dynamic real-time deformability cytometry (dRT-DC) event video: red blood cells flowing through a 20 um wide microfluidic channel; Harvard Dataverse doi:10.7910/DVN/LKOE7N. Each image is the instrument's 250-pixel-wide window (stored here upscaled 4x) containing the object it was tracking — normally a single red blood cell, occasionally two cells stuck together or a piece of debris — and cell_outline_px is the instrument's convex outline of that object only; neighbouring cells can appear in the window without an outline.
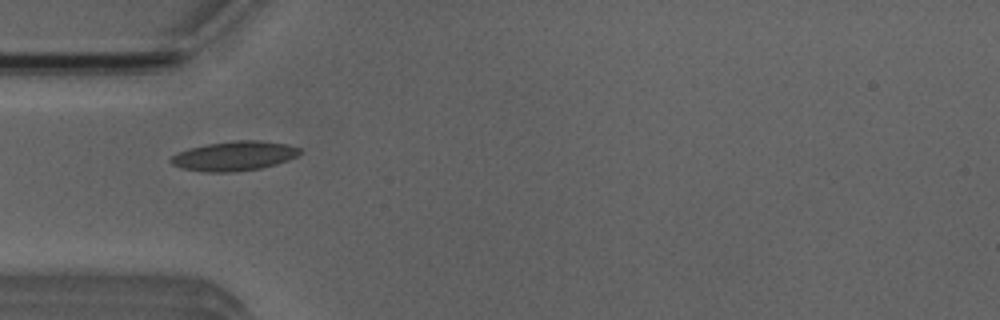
{"species": "Egyptian fruit bat (a non-hibernating species)", "species_latin": "Rousettus aegyptiacus", "temperature_condition": "room temperature", "stored_images_in_passage": 39, "camera_frame_rate_fps": 3000, "um_per_image_px": 0.085, "animal": {"sex": "male"}, "frame": {"image": 1, "passage_image": 3, "time_ms": 0.667, "image_size_px": [1000, 320], "cell_outline_px": [[300, 152], [296, 156], [288, 160], [276, 164], [260, 168], [236, 172], [204, 172], [180, 168], [172, 164], [168, 160], [176, 152], [188, 148], [208, 144], [232, 140], [260, 140], [288, 144], [300, 148]], "centroid_in_image_um": [19.87, 13.25], "position_along_channel_um": 65.1, "area_um2": 22.37}}
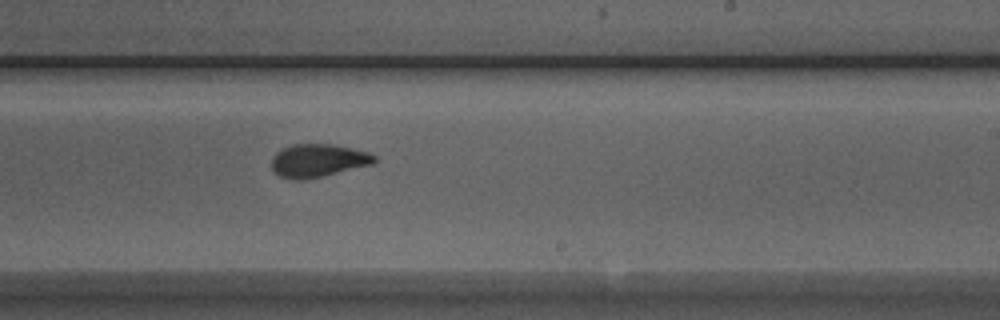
{"frame": {"image": 2, "passage_image": 18, "time_ms": 5.667, "image_size_px": [1000, 320], "cell_outline_px": [[376, 160], [372, 164], [320, 176], [300, 180], [292, 180], [280, 176], [272, 168], [272, 156], [280, 148], [292, 144], [332, 144], [352, 148], [368, 152], [376, 156]], "centroid_in_image_um": [27.0, 13.63], "position_along_channel_um": 262.0, "area_um2": 19.65}}
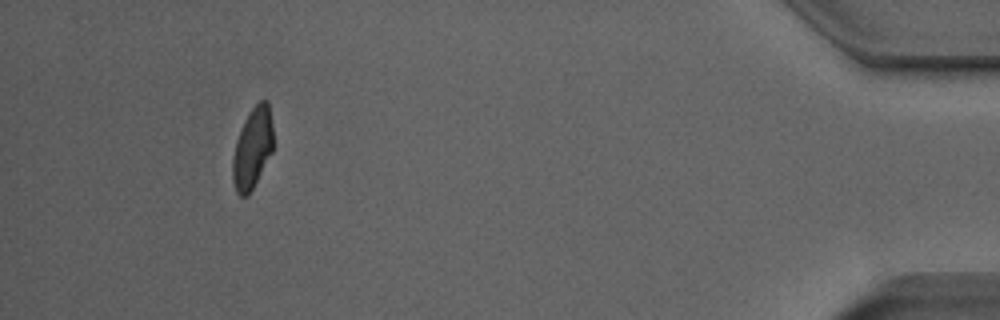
{"frame": {"image": 3, "passage_image": 35, "time_ms": 11.333, "image_size_px": [1000, 320], "cell_outline_px": [[272, 152], [248, 196], [240, 196], [236, 192], [232, 180], [232, 156], [236, 140], [244, 120], [252, 108], [260, 100], [268, 100], [272, 124]], "centroid_in_image_um": [21.44, 12.6], "position_along_channel_um": 413.8, "area_um2": 19.07}, "authors_computed_cell_mechanics": {"area_um2": 19.9988, "velocity_mm_per_s": 3.9373, "shape_relaxation_time_tau1_ms": 5.4699, "shape_relaxation_time_tau2_ms": 1.5903, "deformation_change_tau1": 0.1666, "deformation_change_tau2": 0.0647}}